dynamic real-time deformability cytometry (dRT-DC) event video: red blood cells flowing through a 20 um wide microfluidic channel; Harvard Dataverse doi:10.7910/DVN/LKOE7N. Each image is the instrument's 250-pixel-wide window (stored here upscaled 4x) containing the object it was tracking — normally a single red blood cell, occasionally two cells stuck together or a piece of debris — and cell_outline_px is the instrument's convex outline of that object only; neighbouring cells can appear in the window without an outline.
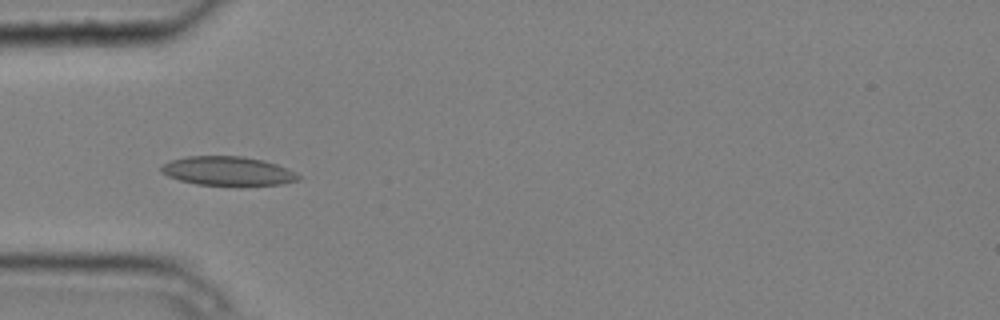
{"species": "common noctule bat (a hibernating species)", "species_latin": "Nyctalus noctula", "temperature_condition": "cold", "stored_images_in_passage": 5, "camera_frame_rate_fps": 3000, "um_per_image_px": 0.085, "animal": {"sex": "male", "body_mass_g": 20.4}, "frame": {"image": 1, "passage_image": 5, "time_ms": 1.333, "image_size_px": [1000, 320], "cell_outline_px": [[300, 180], [280, 184], [240, 188], [236, 188], [196, 184], [180, 180], [168, 176], [160, 172], [160, 168], [164, 164], [172, 160], [188, 156], [244, 156], [264, 160], [288, 168], [296, 172], [300, 176]], "centroid_in_image_um": [19.42, 14.58], "position_along_channel_um": 65.6, "area_um2": 24.1}}